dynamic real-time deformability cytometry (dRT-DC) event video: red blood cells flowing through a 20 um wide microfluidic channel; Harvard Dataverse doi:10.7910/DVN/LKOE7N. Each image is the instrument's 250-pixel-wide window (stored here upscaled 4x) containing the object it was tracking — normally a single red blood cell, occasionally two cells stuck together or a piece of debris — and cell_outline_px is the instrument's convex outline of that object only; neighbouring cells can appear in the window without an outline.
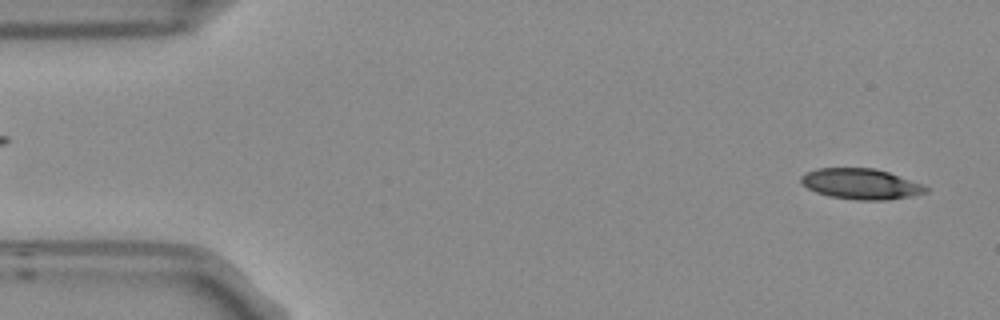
{"species": "Egyptian fruit bat (a non-hibernating species)", "species_latin": "Rousettus aegyptiacus", "temperature_condition": "room temperature", "stored_images_in_passage": 3, "segment_of_instrument_passage": [2, 2], "camera_frame_rate_fps": 3000, "um_per_image_px": 0.085, "frame": {"image": 1, "passage_image": 3, "time_ms": 0.667, "image_size_px": [1000, 320], "cell_outline_px": [[928, 192], [912, 196], [884, 200], [856, 200], [828, 196], [816, 192], [808, 188], [800, 180], [800, 176], [804, 172], [816, 168], [872, 168], [888, 172], [920, 184], [928, 188]], "centroid_in_image_um": [73.12, 15.63], "position_along_channel_um": 11.9, "area_um2": 22.14}}